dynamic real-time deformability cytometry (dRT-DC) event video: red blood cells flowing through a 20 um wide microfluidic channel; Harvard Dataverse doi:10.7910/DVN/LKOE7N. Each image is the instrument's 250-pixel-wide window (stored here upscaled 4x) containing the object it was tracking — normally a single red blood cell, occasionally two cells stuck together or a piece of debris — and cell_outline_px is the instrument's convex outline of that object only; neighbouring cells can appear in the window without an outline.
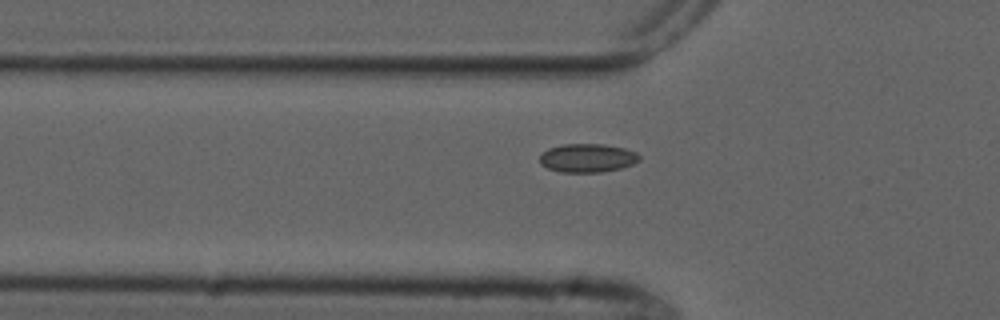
{"species": "common noctule bat (a hibernating species)", "species_latin": "Nyctalus noctula", "temperature_condition": "cold", "stored_images_in_passage": 5, "camera_frame_rate_fps": 3000, "um_per_image_px": 0.085, "animal": {"sex": "male", "forearm_length_mm": 52.5}, "frame": {"image": 1, "passage_image": 5, "time_ms": 5.0, "image_size_px": [1000, 320], "cell_outline_px": [[640, 160], [632, 164], [620, 168], [600, 172], [560, 172], [548, 168], [540, 164], [540, 156], [548, 148], [564, 144], [604, 144], [624, 148], [636, 152], [640, 156]], "centroid_in_image_um": [49.93, 13.42], "position_along_channel_um": 75.9, "area_um2": 16.53}}